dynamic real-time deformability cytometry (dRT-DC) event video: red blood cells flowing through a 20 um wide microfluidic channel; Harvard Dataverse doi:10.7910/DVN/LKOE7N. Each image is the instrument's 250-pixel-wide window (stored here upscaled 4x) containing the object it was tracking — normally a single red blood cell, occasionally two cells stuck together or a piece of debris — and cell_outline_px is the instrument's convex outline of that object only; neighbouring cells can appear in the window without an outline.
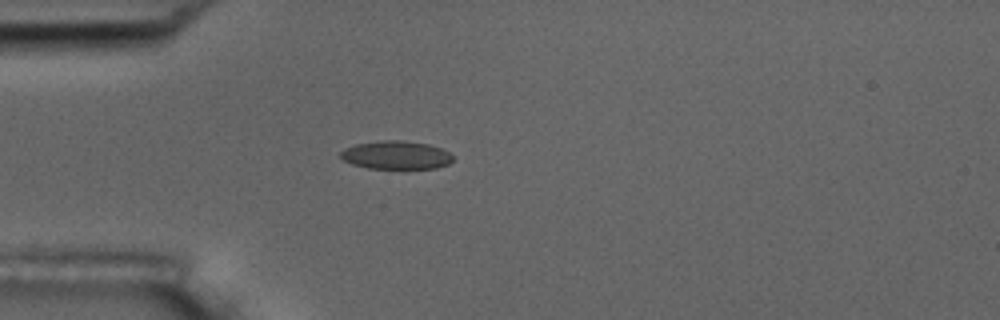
{"species": "common noctule bat (a hibernating species)", "species_latin": "Nyctalus noctula", "temperature_condition": "room temperature", "stored_images_in_passage": 1, "camera_frame_rate_fps": 3000, "um_per_image_px": 0.085, "animal": {"sex": "male", "body_mass_g": 17.5, "forearm_length_mm": 52.3}, "frame": {"image": 1, "passage_image": 1, "time_ms": 0.0, "image_size_px": [1000, 320], "cell_outline_px": [[452, 160], [448, 164], [436, 168], [368, 168], [352, 164], [344, 160], [340, 156], [340, 152], [344, 148], [356, 144], [380, 140], [404, 140], [428, 144], [440, 148], [448, 152], [452, 156]], "centroid_in_image_um": [33.64, 13.17], "position_along_channel_um": 51.4, "area_um2": 18.44}}